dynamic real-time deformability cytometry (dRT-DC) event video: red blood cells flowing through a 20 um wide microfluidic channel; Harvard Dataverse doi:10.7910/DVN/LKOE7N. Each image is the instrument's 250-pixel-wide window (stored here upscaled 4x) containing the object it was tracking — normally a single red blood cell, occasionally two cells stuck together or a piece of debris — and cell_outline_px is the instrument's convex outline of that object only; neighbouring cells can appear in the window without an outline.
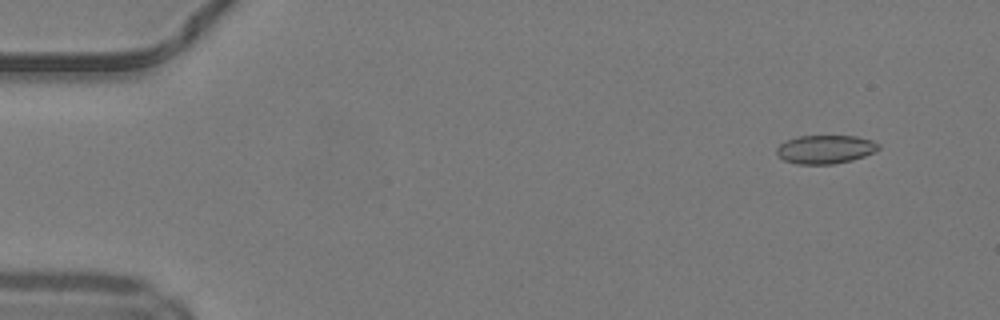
{"species": "common noctule bat (a hibernating species)", "species_latin": "Nyctalus noctula", "temperature_condition": "warm", "stored_images_in_passage": 49, "camera_frame_rate_fps": 3000, "um_per_image_px": 0.085, "animal": {"sex": "male", "body_mass_g": 19.2, "forearm_length_mm": 51.8}, "frame": {"image": 1, "passage_image": 5, "time_ms": 1.333, "image_size_px": [1000, 320], "cell_outline_px": [[880, 148], [864, 156], [852, 160], [832, 164], [796, 164], [784, 160], [776, 152], [776, 148], [780, 144], [796, 136], [856, 136], [872, 140], [880, 144]], "centroid_in_image_um": [70.15, 12.69], "position_along_channel_um": 14.8, "area_um2": 16.88}}
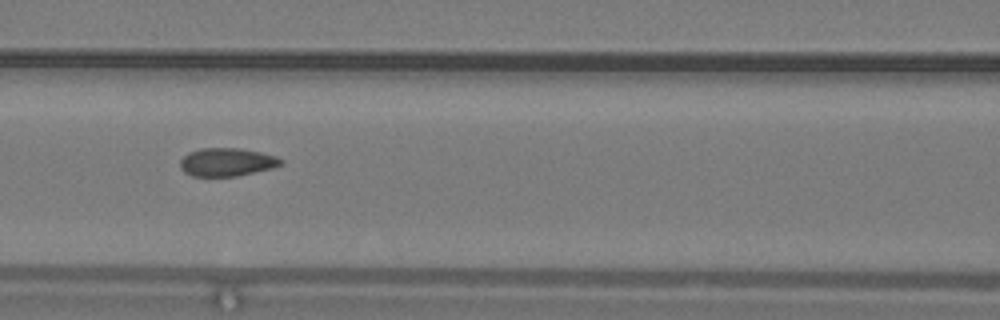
{"frame": {"image": 2, "passage_image": 23, "time_ms": 7.333, "image_size_px": [1000, 320], "cell_outline_px": [[284, 164], [272, 168], [236, 176], [192, 176], [184, 172], [180, 168], [180, 160], [188, 152], [200, 148], [240, 148], [260, 152], [276, 156], [284, 160]], "centroid_in_image_um": [19.28, 13.77], "position_along_channel_um": 147.3, "area_um2": 16.65}}
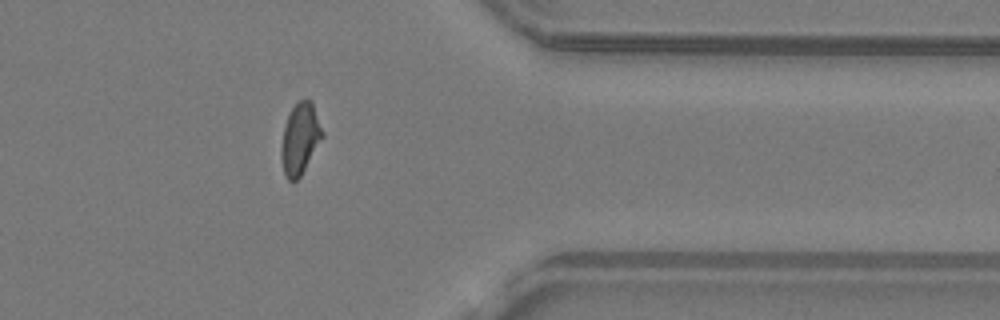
{"frame": {"image": 3, "passage_image": 41, "time_ms": 13.333, "image_size_px": [1000, 320], "cell_outline_px": [[324, 136], [300, 176], [292, 184], [288, 180], [284, 172], [280, 156], [280, 148], [284, 128], [288, 116], [292, 108], [300, 100], [312, 100], [324, 132]], "centroid_in_image_um": [25.51, 11.8], "position_along_channel_um": 385.9, "area_um2": 17.05}}